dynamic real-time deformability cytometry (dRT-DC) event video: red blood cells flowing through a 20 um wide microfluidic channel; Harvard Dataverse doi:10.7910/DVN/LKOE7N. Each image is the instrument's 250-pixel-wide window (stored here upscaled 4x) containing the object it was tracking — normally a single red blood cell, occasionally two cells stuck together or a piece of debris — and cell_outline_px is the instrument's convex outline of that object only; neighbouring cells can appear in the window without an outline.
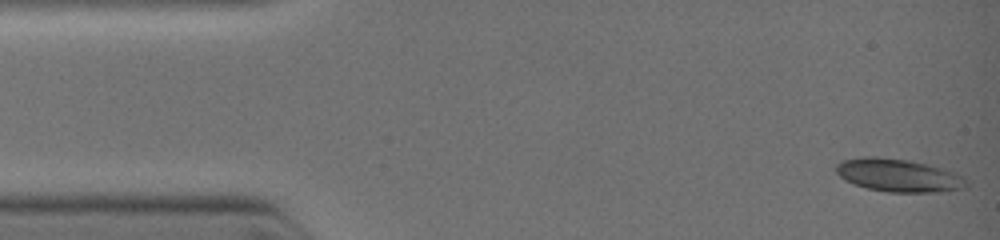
{"species": "common noctule bat (a hibernating species)", "species_latin": "Nyctalus noctula", "temperature_condition": "warm", "stored_images_in_passage": 30, "segment_of_instrument_passage": [1, 2], "camera_frame_rate_fps": 3000, "um_per_image_px": 0.085, "animal": {"sex": "female", "body_mass_g": 19.0, "forearm_length_mm": 51.5}, "frame": {"image": 1, "passage_image": 1, "time_ms": 0.0, "image_size_px": [1000, 240], "cell_outline_px": [[968, 184], [964, 188], [936, 192], [888, 192], [868, 188], [844, 180], [836, 172], [836, 164], [844, 160], [864, 156], [876, 156], [908, 160], [956, 172]], "centroid_in_image_um": [76.33, 14.9], "position_along_channel_um": 8.7, "area_um2": 24.68}}
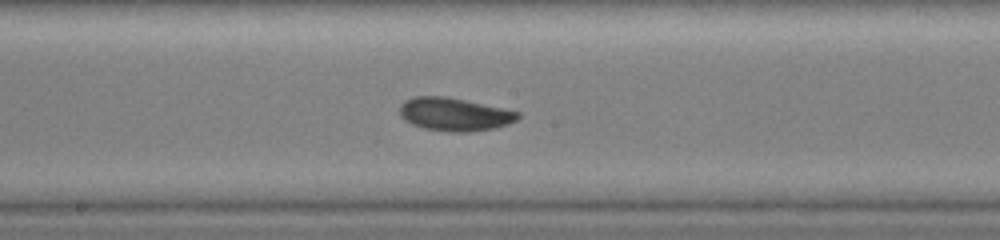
{"frame": {"image": 2, "passage_image": 15, "time_ms": 5.667, "image_size_px": [1000, 240], "cell_outline_px": [[520, 116], [516, 120], [508, 124], [496, 128], [468, 132], [448, 132], [424, 128], [412, 124], [404, 120], [400, 116], [400, 104], [404, 100], [416, 96], [444, 96], [464, 100], [520, 112]], "centroid_in_image_um": [38.6, 9.72], "position_along_channel_um": 209.6, "area_um2": 22.77}}
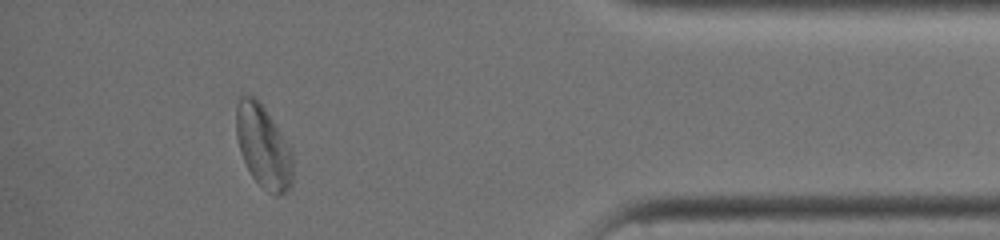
{"frame": {"image": 3, "passage_image": 26, "time_ms": 10.0, "image_size_px": [1000, 240], "cell_outline_px": [[292, 184], [284, 192], [276, 196], [268, 192], [252, 176], [240, 152], [236, 136], [236, 108], [240, 96], [256, 96], [292, 148]], "centroid_in_image_um": [22.38, 12.44], "position_along_channel_um": 412.8, "area_um2": 27.17}}